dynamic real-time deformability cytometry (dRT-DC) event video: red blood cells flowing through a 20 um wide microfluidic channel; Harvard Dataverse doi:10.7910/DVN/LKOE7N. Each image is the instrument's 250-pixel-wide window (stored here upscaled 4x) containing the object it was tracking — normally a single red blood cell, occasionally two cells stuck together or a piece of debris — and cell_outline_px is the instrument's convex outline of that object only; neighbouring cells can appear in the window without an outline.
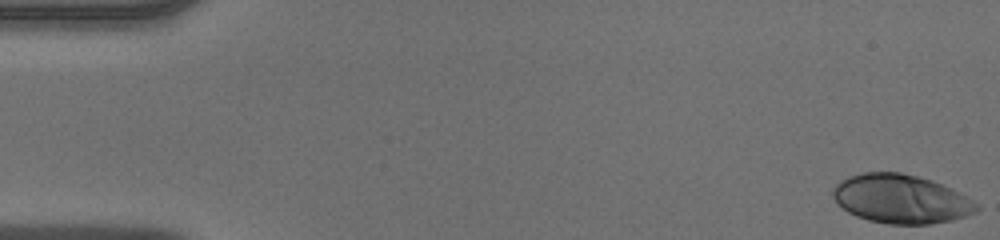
{"species": "human", "species_latin": "Homo sapiens", "temperature_condition": "warm", "stored_images_in_passage": 47, "camera_frame_rate_fps": 3000, "um_per_image_px": 0.085, "donor": {"sex": "male"}, "frame": {"image": 1, "passage_image": 1, "time_ms": 0.0, "image_size_px": [1000, 240], "cell_outline_px": [[980, 208], [976, 212], [952, 220], [928, 224], [888, 224], [868, 220], [856, 216], [848, 212], [836, 204], [832, 196], [832, 188], [840, 180], [848, 176], [864, 172], [900, 172], [932, 180], [952, 188], [960, 192], [980, 204]], "centroid_in_image_um": [76.57, 16.91], "position_along_channel_um": 8.4, "area_um2": 41.27}}
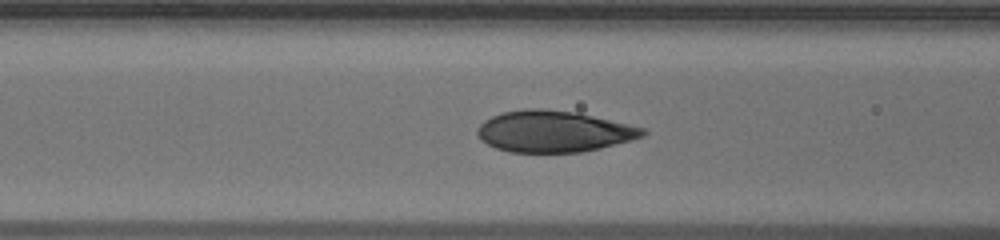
{"frame": {"image": 2, "passage_image": 19, "time_ms": 6.0, "image_size_px": [1000, 240], "cell_outline_px": [[648, 132], [644, 136], [632, 140], [600, 148], [580, 152], [508, 152], [496, 148], [480, 140], [476, 132], [476, 128], [484, 120], [500, 112], [524, 108], [544, 108], [576, 112], [648, 128]], "centroid_in_image_um": [47.07, 11.16], "position_along_channel_um": 119.5, "area_um2": 40.34}}
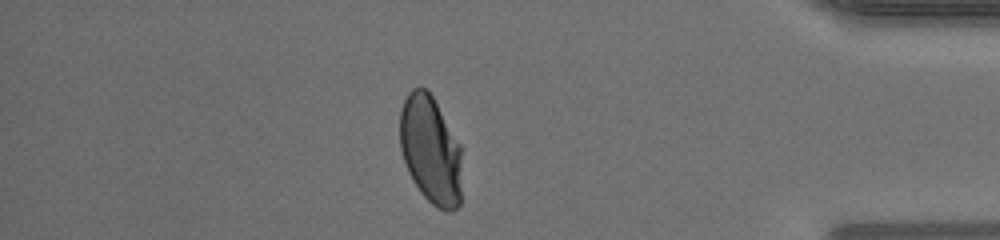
{"frame": {"image": 3, "passage_image": 41, "time_ms": 13.333, "image_size_px": [1000, 240], "cell_outline_px": [[460, 204], [452, 212], [448, 212], [432, 204], [420, 192], [412, 180], [408, 172], [400, 148], [400, 108], [408, 92], [412, 88], [428, 88], [460, 144]], "centroid_in_image_um": [36.58, 12.73], "position_along_channel_um": 398.6, "area_um2": 39.07}}